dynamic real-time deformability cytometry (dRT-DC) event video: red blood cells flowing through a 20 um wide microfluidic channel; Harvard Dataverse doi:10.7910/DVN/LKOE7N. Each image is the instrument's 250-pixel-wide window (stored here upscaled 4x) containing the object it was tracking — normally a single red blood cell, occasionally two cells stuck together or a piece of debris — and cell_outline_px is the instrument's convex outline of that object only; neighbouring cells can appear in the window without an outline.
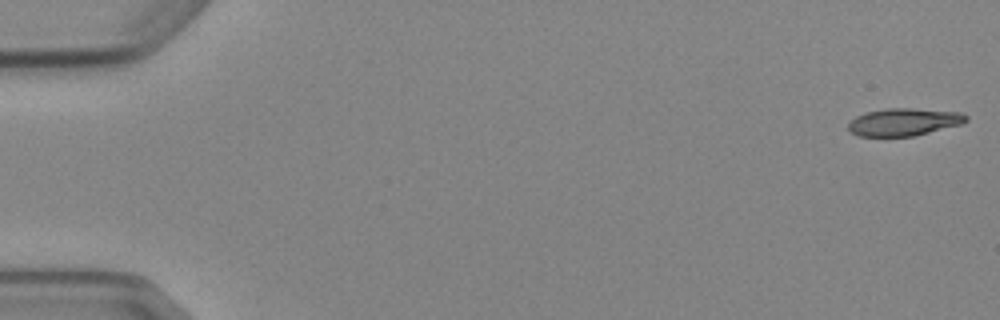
{"species": "Egyptian fruit bat (a non-hibernating species)", "species_latin": "Rousettus aegyptiacus", "temperature_condition": "cold", "stored_images_in_passage": 4, "camera_frame_rate_fps": 3000, "um_per_image_px": 0.085, "animal": {"sex": "female"}, "frame": {"image": 1, "passage_image": 1, "time_ms": 0.0, "image_size_px": [1000, 320], "cell_outline_px": [[968, 120], [964, 124], [912, 136], [860, 136], [852, 132], [848, 128], [848, 124], [856, 116], [868, 112], [888, 108], [912, 108], [964, 112], [968, 116]], "centroid_in_image_um": [76.91, 10.36], "position_along_channel_um": 8.1, "area_um2": 18.9}}